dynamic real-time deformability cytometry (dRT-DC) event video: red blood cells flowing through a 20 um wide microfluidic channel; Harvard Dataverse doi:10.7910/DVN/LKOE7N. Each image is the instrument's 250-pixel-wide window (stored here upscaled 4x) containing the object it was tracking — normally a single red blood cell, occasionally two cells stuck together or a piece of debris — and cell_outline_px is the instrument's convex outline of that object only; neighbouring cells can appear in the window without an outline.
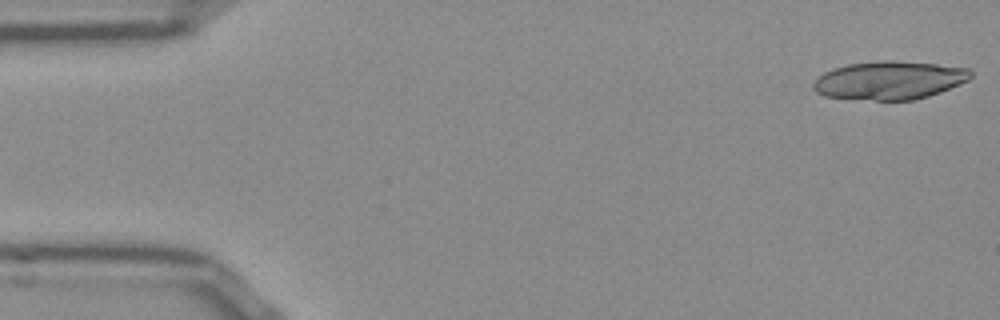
{"species": "Egyptian fruit bat (a non-hibernating species)", "species_latin": "Rousettus aegyptiacus", "temperature_condition": "room temperature", "stored_images_in_passage": 51, "camera_frame_rate_fps": 3000, "um_per_image_px": 0.085, "frame": {"image": 1, "passage_image": 1, "time_ms": 0.0, "image_size_px": [1000, 320], "cell_outline_px": [[972, 76], [968, 80], [960, 84], [940, 92], [928, 96], [912, 100], [876, 100], [824, 96], [816, 92], [812, 88], [812, 84], [824, 72], [832, 68], [848, 64], [884, 60], [892, 60], [936, 64], [968, 68], [972, 72]], "centroid_in_image_um": [75.6, 6.82], "position_along_channel_um": 9.4, "area_um2": 35.03}}